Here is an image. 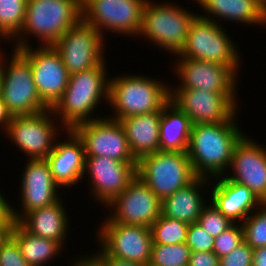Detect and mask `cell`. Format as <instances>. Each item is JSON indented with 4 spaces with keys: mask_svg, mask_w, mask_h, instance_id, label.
Instances as JSON below:
<instances>
[{
    "mask_svg": "<svg viewBox=\"0 0 266 266\" xmlns=\"http://www.w3.org/2000/svg\"><path fill=\"white\" fill-rule=\"evenodd\" d=\"M238 117L236 113L228 122L192 126L187 154L198 177L211 179L227 173L235 145L245 135Z\"/></svg>",
    "mask_w": 266,
    "mask_h": 266,
    "instance_id": "obj_1",
    "label": "cell"
},
{
    "mask_svg": "<svg viewBox=\"0 0 266 266\" xmlns=\"http://www.w3.org/2000/svg\"><path fill=\"white\" fill-rule=\"evenodd\" d=\"M106 66L104 60L99 66L69 75L64 94L51 108L66 130L98 119L93 113L101 106V100L108 105L110 76Z\"/></svg>",
    "mask_w": 266,
    "mask_h": 266,
    "instance_id": "obj_2",
    "label": "cell"
},
{
    "mask_svg": "<svg viewBox=\"0 0 266 266\" xmlns=\"http://www.w3.org/2000/svg\"><path fill=\"white\" fill-rule=\"evenodd\" d=\"M81 17V0H27L24 24L12 47L32 46L31 36L39 40L38 45H53Z\"/></svg>",
    "mask_w": 266,
    "mask_h": 266,
    "instance_id": "obj_3",
    "label": "cell"
},
{
    "mask_svg": "<svg viewBox=\"0 0 266 266\" xmlns=\"http://www.w3.org/2000/svg\"><path fill=\"white\" fill-rule=\"evenodd\" d=\"M170 97L171 84L157 78L136 73L112 76L108 100L112 115L108 117L120 121L135 115L162 111Z\"/></svg>",
    "mask_w": 266,
    "mask_h": 266,
    "instance_id": "obj_4",
    "label": "cell"
},
{
    "mask_svg": "<svg viewBox=\"0 0 266 266\" xmlns=\"http://www.w3.org/2000/svg\"><path fill=\"white\" fill-rule=\"evenodd\" d=\"M197 14L170 1L147 0L138 38L144 36L156 47L176 56L185 46L190 23Z\"/></svg>",
    "mask_w": 266,
    "mask_h": 266,
    "instance_id": "obj_5",
    "label": "cell"
},
{
    "mask_svg": "<svg viewBox=\"0 0 266 266\" xmlns=\"http://www.w3.org/2000/svg\"><path fill=\"white\" fill-rule=\"evenodd\" d=\"M199 13L190 23L185 46L174 57L177 59H194L228 66L237 76L242 62L236 42L230 38L226 29Z\"/></svg>",
    "mask_w": 266,
    "mask_h": 266,
    "instance_id": "obj_6",
    "label": "cell"
},
{
    "mask_svg": "<svg viewBox=\"0 0 266 266\" xmlns=\"http://www.w3.org/2000/svg\"><path fill=\"white\" fill-rule=\"evenodd\" d=\"M136 175L161 201L198 177L187 152L172 151H157L140 157Z\"/></svg>",
    "mask_w": 266,
    "mask_h": 266,
    "instance_id": "obj_7",
    "label": "cell"
},
{
    "mask_svg": "<svg viewBox=\"0 0 266 266\" xmlns=\"http://www.w3.org/2000/svg\"><path fill=\"white\" fill-rule=\"evenodd\" d=\"M12 50L9 60L4 54L1 82V94L9 112L23 116L49 109L37 92L28 58L19 49Z\"/></svg>",
    "mask_w": 266,
    "mask_h": 266,
    "instance_id": "obj_8",
    "label": "cell"
},
{
    "mask_svg": "<svg viewBox=\"0 0 266 266\" xmlns=\"http://www.w3.org/2000/svg\"><path fill=\"white\" fill-rule=\"evenodd\" d=\"M56 120L51 108L34 115L13 116L4 134L27 159H46L60 132L66 131Z\"/></svg>",
    "mask_w": 266,
    "mask_h": 266,
    "instance_id": "obj_9",
    "label": "cell"
},
{
    "mask_svg": "<svg viewBox=\"0 0 266 266\" xmlns=\"http://www.w3.org/2000/svg\"><path fill=\"white\" fill-rule=\"evenodd\" d=\"M97 231L98 256H113L149 265L153 245L149 227L103 221Z\"/></svg>",
    "mask_w": 266,
    "mask_h": 266,
    "instance_id": "obj_10",
    "label": "cell"
},
{
    "mask_svg": "<svg viewBox=\"0 0 266 266\" xmlns=\"http://www.w3.org/2000/svg\"><path fill=\"white\" fill-rule=\"evenodd\" d=\"M146 2L147 0H83L82 17L103 38L106 31L134 38L139 35Z\"/></svg>",
    "mask_w": 266,
    "mask_h": 266,
    "instance_id": "obj_11",
    "label": "cell"
},
{
    "mask_svg": "<svg viewBox=\"0 0 266 266\" xmlns=\"http://www.w3.org/2000/svg\"><path fill=\"white\" fill-rule=\"evenodd\" d=\"M105 38L81 17L52 46L69 75L99 66L105 60Z\"/></svg>",
    "mask_w": 266,
    "mask_h": 266,
    "instance_id": "obj_12",
    "label": "cell"
},
{
    "mask_svg": "<svg viewBox=\"0 0 266 266\" xmlns=\"http://www.w3.org/2000/svg\"><path fill=\"white\" fill-rule=\"evenodd\" d=\"M237 92H210L199 89H171L170 100L193 125L228 122L240 109ZM239 108V109H238ZM237 111V112H236Z\"/></svg>",
    "mask_w": 266,
    "mask_h": 266,
    "instance_id": "obj_13",
    "label": "cell"
},
{
    "mask_svg": "<svg viewBox=\"0 0 266 266\" xmlns=\"http://www.w3.org/2000/svg\"><path fill=\"white\" fill-rule=\"evenodd\" d=\"M83 122L72 130L81 139L85 156H105L124 162H137L132 154L126 132L119 120L110 117Z\"/></svg>",
    "mask_w": 266,
    "mask_h": 266,
    "instance_id": "obj_14",
    "label": "cell"
},
{
    "mask_svg": "<svg viewBox=\"0 0 266 266\" xmlns=\"http://www.w3.org/2000/svg\"><path fill=\"white\" fill-rule=\"evenodd\" d=\"M107 210L110 214L104 221H112L123 224L151 225L161 215V200L151 189L136 176L126 189L109 204Z\"/></svg>",
    "mask_w": 266,
    "mask_h": 266,
    "instance_id": "obj_15",
    "label": "cell"
},
{
    "mask_svg": "<svg viewBox=\"0 0 266 266\" xmlns=\"http://www.w3.org/2000/svg\"><path fill=\"white\" fill-rule=\"evenodd\" d=\"M29 60L34 83L41 100L52 108L64 94L69 74L52 45L19 49Z\"/></svg>",
    "mask_w": 266,
    "mask_h": 266,
    "instance_id": "obj_16",
    "label": "cell"
},
{
    "mask_svg": "<svg viewBox=\"0 0 266 266\" xmlns=\"http://www.w3.org/2000/svg\"><path fill=\"white\" fill-rule=\"evenodd\" d=\"M85 157L84 177L89 175V194L104 207L118 197L137 176V162L117 161L105 156Z\"/></svg>",
    "mask_w": 266,
    "mask_h": 266,
    "instance_id": "obj_17",
    "label": "cell"
},
{
    "mask_svg": "<svg viewBox=\"0 0 266 266\" xmlns=\"http://www.w3.org/2000/svg\"><path fill=\"white\" fill-rule=\"evenodd\" d=\"M25 165L20 177L21 195L18 198L21 200V210L13 207L15 222H19L27 213L49 206L62 197V189L54 181L46 159H28Z\"/></svg>",
    "mask_w": 266,
    "mask_h": 266,
    "instance_id": "obj_18",
    "label": "cell"
},
{
    "mask_svg": "<svg viewBox=\"0 0 266 266\" xmlns=\"http://www.w3.org/2000/svg\"><path fill=\"white\" fill-rule=\"evenodd\" d=\"M257 143L247 134L239 140L224 177L245 185L262 202H266V146Z\"/></svg>",
    "mask_w": 266,
    "mask_h": 266,
    "instance_id": "obj_19",
    "label": "cell"
},
{
    "mask_svg": "<svg viewBox=\"0 0 266 266\" xmlns=\"http://www.w3.org/2000/svg\"><path fill=\"white\" fill-rule=\"evenodd\" d=\"M173 72L180 81L171 89H199L210 92H238L237 75L225 65L214 62L177 59Z\"/></svg>",
    "mask_w": 266,
    "mask_h": 266,
    "instance_id": "obj_20",
    "label": "cell"
},
{
    "mask_svg": "<svg viewBox=\"0 0 266 266\" xmlns=\"http://www.w3.org/2000/svg\"><path fill=\"white\" fill-rule=\"evenodd\" d=\"M67 138L56 141L46 160L54 181L61 188H71L84 179L85 152L81 139L72 129L65 131Z\"/></svg>",
    "mask_w": 266,
    "mask_h": 266,
    "instance_id": "obj_21",
    "label": "cell"
},
{
    "mask_svg": "<svg viewBox=\"0 0 266 266\" xmlns=\"http://www.w3.org/2000/svg\"><path fill=\"white\" fill-rule=\"evenodd\" d=\"M215 178L212 179L215 183L209 189V200L233 223H242L263 203L245 185L228 180L224 176Z\"/></svg>",
    "mask_w": 266,
    "mask_h": 266,
    "instance_id": "obj_22",
    "label": "cell"
},
{
    "mask_svg": "<svg viewBox=\"0 0 266 266\" xmlns=\"http://www.w3.org/2000/svg\"><path fill=\"white\" fill-rule=\"evenodd\" d=\"M204 13L200 16L222 21L266 26V7L259 0H193ZM212 16V17H211ZM215 17V18H214ZM217 18V20H216ZM221 19V20H220Z\"/></svg>",
    "mask_w": 266,
    "mask_h": 266,
    "instance_id": "obj_23",
    "label": "cell"
},
{
    "mask_svg": "<svg viewBox=\"0 0 266 266\" xmlns=\"http://www.w3.org/2000/svg\"><path fill=\"white\" fill-rule=\"evenodd\" d=\"M210 180L205 177H197L189 185L164 198L161 201V214L167 218L180 220L188 224L197 223L203 207L208 202L203 194L207 191L204 189H209V186L213 183Z\"/></svg>",
    "mask_w": 266,
    "mask_h": 266,
    "instance_id": "obj_24",
    "label": "cell"
},
{
    "mask_svg": "<svg viewBox=\"0 0 266 266\" xmlns=\"http://www.w3.org/2000/svg\"><path fill=\"white\" fill-rule=\"evenodd\" d=\"M60 198L57 202L27 213L18 223L30 234L53 240L65 247L70 216ZM69 219V220H68Z\"/></svg>",
    "mask_w": 266,
    "mask_h": 266,
    "instance_id": "obj_25",
    "label": "cell"
},
{
    "mask_svg": "<svg viewBox=\"0 0 266 266\" xmlns=\"http://www.w3.org/2000/svg\"><path fill=\"white\" fill-rule=\"evenodd\" d=\"M161 115L162 111H157L120 120L126 132L129 148L137 160L159 151Z\"/></svg>",
    "mask_w": 266,
    "mask_h": 266,
    "instance_id": "obj_26",
    "label": "cell"
},
{
    "mask_svg": "<svg viewBox=\"0 0 266 266\" xmlns=\"http://www.w3.org/2000/svg\"><path fill=\"white\" fill-rule=\"evenodd\" d=\"M192 126L191 119L170 100L162 108L159 151L187 152Z\"/></svg>",
    "mask_w": 266,
    "mask_h": 266,
    "instance_id": "obj_27",
    "label": "cell"
},
{
    "mask_svg": "<svg viewBox=\"0 0 266 266\" xmlns=\"http://www.w3.org/2000/svg\"><path fill=\"white\" fill-rule=\"evenodd\" d=\"M10 236L17 242L23 258L30 266H46L64 250L53 240L30 234L18 222L13 225Z\"/></svg>",
    "mask_w": 266,
    "mask_h": 266,
    "instance_id": "obj_28",
    "label": "cell"
},
{
    "mask_svg": "<svg viewBox=\"0 0 266 266\" xmlns=\"http://www.w3.org/2000/svg\"><path fill=\"white\" fill-rule=\"evenodd\" d=\"M27 0H0V39L14 40L24 24Z\"/></svg>",
    "mask_w": 266,
    "mask_h": 266,
    "instance_id": "obj_29",
    "label": "cell"
},
{
    "mask_svg": "<svg viewBox=\"0 0 266 266\" xmlns=\"http://www.w3.org/2000/svg\"><path fill=\"white\" fill-rule=\"evenodd\" d=\"M188 228V223L161 214L150 227L153 244L186 243Z\"/></svg>",
    "mask_w": 266,
    "mask_h": 266,
    "instance_id": "obj_30",
    "label": "cell"
},
{
    "mask_svg": "<svg viewBox=\"0 0 266 266\" xmlns=\"http://www.w3.org/2000/svg\"><path fill=\"white\" fill-rule=\"evenodd\" d=\"M190 255L186 243L153 244L148 266H188Z\"/></svg>",
    "mask_w": 266,
    "mask_h": 266,
    "instance_id": "obj_31",
    "label": "cell"
},
{
    "mask_svg": "<svg viewBox=\"0 0 266 266\" xmlns=\"http://www.w3.org/2000/svg\"><path fill=\"white\" fill-rule=\"evenodd\" d=\"M241 224L244 241L252 249L266 247V202H263Z\"/></svg>",
    "mask_w": 266,
    "mask_h": 266,
    "instance_id": "obj_32",
    "label": "cell"
},
{
    "mask_svg": "<svg viewBox=\"0 0 266 266\" xmlns=\"http://www.w3.org/2000/svg\"><path fill=\"white\" fill-rule=\"evenodd\" d=\"M197 224L212 237L216 238L234 223L225 217L211 201H208L198 217Z\"/></svg>",
    "mask_w": 266,
    "mask_h": 266,
    "instance_id": "obj_33",
    "label": "cell"
},
{
    "mask_svg": "<svg viewBox=\"0 0 266 266\" xmlns=\"http://www.w3.org/2000/svg\"><path fill=\"white\" fill-rule=\"evenodd\" d=\"M244 242V230L242 224L234 223L227 230L215 238L213 253L221 258L232 252Z\"/></svg>",
    "mask_w": 266,
    "mask_h": 266,
    "instance_id": "obj_34",
    "label": "cell"
},
{
    "mask_svg": "<svg viewBox=\"0 0 266 266\" xmlns=\"http://www.w3.org/2000/svg\"><path fill=\"white\" fill-rule=\"evenodd\" d=\"M215 238L197 223L189 224L186 245L191 252H213Z\"/></svg>",
    "mask_w": 266,
    "mask_h": 266,
    "instance_id": "obj_35",
    "label": "cell"
},
{
    "mask_svg": "<svg viewBox=\"0 0 266 266\" xmlns=\"http://www.w3.org/2000/svg\"><path fill=\"white\" fill-rule=\"evenodd\" d=\"M0 266H30L23 258L19 245L11 236L0 247Z\"/></svg>",
    "mask_w": 266,
    "mask_h": 266,
    "instance_id": "obj_36",
    "label": "cell"
},
{
    "mask_svg": "<svg viewBox=\"0 0 266 266\" xmlns=\"http://www.w3.org/2000/svg\"><path fill=\"white\" fill-rule=\"evenodd\" d=\"M253 249L244 241L229 254L220 258V266H252Z\"/></svg>",
    "mask_w": 266,
    "mask_h": 266,
    "instance_id": "obj_37",
    "label": "cell"
},
{
    "mask_svg": "<svg viewBox=\"0 0 266 266\" xmlns=\"http://www.w3.org/2000/svg\"><path fill=\"white\" fill-rule=\"evenodd\" d=\"M0 191V229H12L15 224L13 217V205Z\"/></svg>",
    "mask_w": 266,
    "mask_h": 266,
    "instance_id": "obj_38",
    "label": "cell"
},
{
    "mask_svg": "<svg viewBox=\"0 0 266 266\" xmlns=\"http://www.w3.org/2000/svg\"><path fill=\"white\" fill-rule=\"evenodd\" d=\"M188 266H220V258L213 252H191Z\"/></svg>",
    "mask_w": 266,
    "mask_h": 266,
    "instance_id": "obj_39",
    "label": "cell"
},
{
    "mask_svg": "<svg viewBox=\"0 0 266 266\" xmlns=\"http://www.w3.org/2000/svg\"><path fill=\"white\" fill-rule=\"evenodd\" d=\"M71 264V266H107L106 263L95 253L79 257L77 256Z\"/></svg>",
    "mask_w": 266,
    "mask_h": 266,
    "instance_id": "obj_40",
    "label": "cell"
},
{
    "mask_svg": "<svg viewBox=\"0 0 266 266\" xmlns=\"http://www.w3.org/2000/svg\"><path fill=\"white\" fill-rule=\"evenodd\" d=\"M12 114L9 112L7 105L5 104L2 94L0 93V130L5 132L12 121Z\"/></svg>",
    "mask_w": 266,
    "mask_h": 266,
    "instance_id": "obj_41",
    "label": "cell"
},
{
    "mask_svg": "<svg viewBox=\"0 0 266 266\" xmlns=\"http://www.w3.org/2000/svg\"><path fill=\"white\" fill-rule=\"evenodd\" d=\"M99 257L106 263L107 266H144L137 262L115 258L113 256H99Z\"/></svg>",
    "mask_w": 266,
    "mask_h": 266,
    "instance_id": "obj_42",
    "label": "cell"
},
{
    "mask_svg": "<svg viewBox=\"0 0 266 266\" xmlns=\"http://www.w3.org/2000/svg\"><path fill=\"white\" fill-rule=\"evenodd\" d=\"M252 266H266V247L253 249Z\"/></svg>",
    "mask_w": 266,
    "mask_h": 266,
    "instance_id": "obj_43",
    "label": "cell"
},
{
    "mask_svg": "<svg viewBox=\"0 0 266 266\" xmlns=\"http://www.w3.org/2000/svg\"><path fill=\"white\" fill-rule=\"evenodd\" d=\"M12 229H0V247L5 240L10 236Z\"/></svg>",
    "mask_w": 266,
    "mask_h": 266,
    "instance_id": "obj_44",
    "label": "cell"
},
{
    "mask_svg": "<svg viewBox=\"0 0 266 266\" xmlns=\"http://www.w3.org/2000/svg\"><path fill=\"white\" fill-rule=\"evenodd\" d=\"M4 53L5 52H2V50H0V93H1V82L3 74Z\"/></svg>",
    "mask_w": 266,
    "mask_h": 266,
    "instance_id": "obj_45",
    "label": "cell"
},
{
    "mask_svg": "<svg viewBox=\"0 0 266 266\" xmlns=\"http://www.w3.org/2000/svg\"><path fill=\"white\" fill-rule=\"evenodd\" d=\"M266 7V0H259Z\"/></svg>",
    "mask_w": 266,
    "mask_h": 266,
    "instance_id": "obj_46",
    "label": "cell"
}]
</instances>
